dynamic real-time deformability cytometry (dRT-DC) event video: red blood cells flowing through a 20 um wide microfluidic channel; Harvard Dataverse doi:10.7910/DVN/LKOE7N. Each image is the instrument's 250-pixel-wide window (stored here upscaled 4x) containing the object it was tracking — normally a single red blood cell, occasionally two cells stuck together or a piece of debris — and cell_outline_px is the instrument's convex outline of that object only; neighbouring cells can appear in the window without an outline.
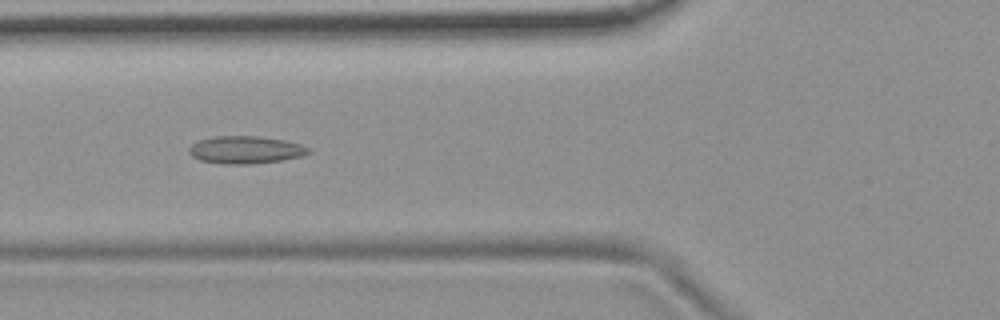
{"species": "common noctule bat (a hibernating species)", "species_latin": "Nyctalus noctula", "temperature_condition": "room temperature", "stored_images_in_passage": 55, "camera_frame_rate_fps": 3000, "um_per_image_px": 0.085, "animal": {"sex": "female", "body_mass_g": 19.9}, "frame": {"image": 1, "passage_image": 21, "time_ms": 6.667, "image_size_px": [1000, 320], "cell_outline_px": [[312, 152], [304, 156], [280, 160], [252, 164], [224, 164], [200, 160], [192, 156], [188, 152], [188, 148], [192, 144], [200, 140], [216, 136], [256, 136], [284, 140], [300, 144], [312, 148]], "centroid_in_image_um": [20.9, 12.74], "position_along_channel_um": 104.9, "area_um2": 19.25}}
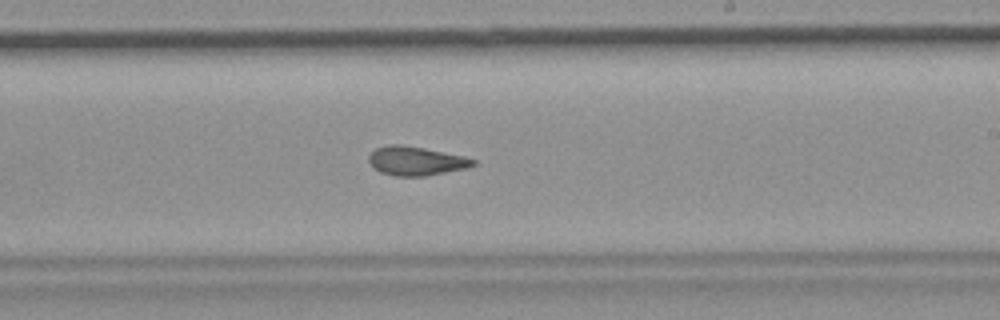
{"frame": {"image": 2, "passage_image": 33, "time_ms": 10.667, "image_size_px": [1000, 320], "cell_outline_px": [[476, 164], [468, 168], [424, 176], [396, 176], [380, 172], [372, 168], [368, 160], [368, 156], [376, 148], [388, 144], [400, 144], [424, 148], [464, 156], [476, 160]], "centroid_in_image_um": [35.34, 13.68], "position_along_channel_um": 253.7, "area_um2": 17.69}}
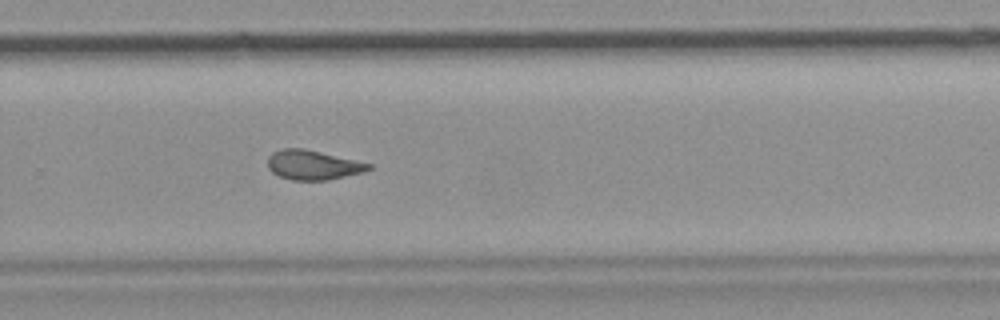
{"frame": {"image": 3, "passage_image": 37, "time_ms": 12.0, "image_size_px": [1000, 320], "cell_outline_px": [[372, 168], [364, 172], [328, 180], [292, 180], [280, 176], [272, 172], [268, 168], [268, 156], [272, 152], [284, 148], [304, 148], [372, 164]], "centroid_in_image_um": [26.59, 14.02], "position_along_channel_um": 303.2, "area_um2": 17.34}, "authors_computed_cell_mechanics": {"area_um2": 18.4382, "velocity_mm_per_s": 3.7297, "shape_relaxation_time_tau1_ms": null, "shape_relaxation_time_tau2_ms": 2.2773, "deformation_change_tau1": null, "deformation_change_tau2": 0.1009}}